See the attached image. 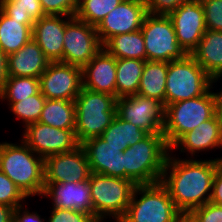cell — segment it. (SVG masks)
Listing matches in <instances>:
<instances>
[{
  "instance_id": "836d02e7",
  "label": "cell",
  "mask_w": 222,
  "mask_h": 222,
  "mask_svg": "<svg viewBox=\"0 0 222 222\" xmlns=\"http://www.w3.org/2000/svg\"><path fill=\"white\" fill-rule=\"evenodd\" d=\"M27 200L30 199H27L15 183L0 171V204L16 208Z\"/></svg>"
},
{
  "instance_id": "d6a6232c",
  "label": "cell",
  "mask_w": 222,
  "mask_h": 222,
  "mask_svg": "<svg viewBox=\"0 0 222 222\" xmlns=\"http://www.w3.org/2000/svg\"><path fill=\"white\" fill-rule=\"evenodd\" d=\"M45 102L46 98L39 91L36 95L12 103L8 109L11 110L9 112H12L16 119L21 120L22 128H25L28 124L39 121Z\"/></svg>"
},
{
  "instance_id": "44dd1931",
  "label": "cell",
  "mask_w": 222,
  "mask_h": 222,
  "mask_svg": "<svg viewBox=\"0 0 222 222\" xmlns=\"http://www.w3.org/2000/svg\"><path fill=\"white\" fill-rule=\"evenodd\" d=\"M117 59L102 48L82 67V86L88 90L116 97Z\"/></svg>"
},
{
  "instance_id": "8fae6325",
  "label": "cell",
  "mask_w": 222,
  "mask_h": 222,
  "mask_svg": "<svg viewBox=\"0 0 222 222\" xmlns=\"http://www.w3.org/2000/svg\"><path fill=\"white\" fill-rule=\"evenodd\" d=\"M61 62L83 67L103 48L96 27L75 16L66 24Z\"/></svg>"
},
{
  "instance_id": "ab89813d",
  "label": "cell",
  "mask_w": 222,
  "mask_h": 222,
  "mask_svg": "<svg viewBox=\"0 0 222 222\" xmlns=\"http://www.w3.org/2000/svg\"><path fill=\"white\" fill-rule=\"evenodd\" d=\"M25 203L15 208L13 222H47L38 211L31 212Z\"/></svg>"
},
{
  "instance_id": "cb8c5ba5",
  "label": "cell",
  "mask_w": 222,
  "mask_h": 222,
  "mask_svg": "<svg viewBox=\"0 0 222 222\" xmlns=\"http://www.w3.org/2000/svg\"><path fill=\"white\" fill-rule=\"evenodd\" d=\"M32 27L12 19L0 9V48L7 55L17 52L32 39Z\"/></svg>"
},
{
  "instance_id": "f35d334b",
  "label": "cell",
  "mask_w": 222,
  "mask_h": 222,
  "mask_svg": "<svg viewBox=\"0 0 222 222\" xmlns=\"http://www.w3.org/2000/svg\"><path fill=\"white\" fill-rule=\"evenodd\" d=\"M187 0H145L147 13L169 16Z\"/></svg>"
},
{
  "instance_id": "4316f807",
  "label": "cell",
  "mask_w": 222,
  "mask_h": 222,
  "mask_svg": "<svg viewBox=\"0 0 222 222\" xmlns=\"http://www.w3.org/2000/svg\"><path fill=\"white\" fill-rule=\"evenodd\" d=\"M145 62L139 59H117V99L137 94Z\"/></svg>"
},
{
  "instance_id": "2e32d148",
  "label": "cell",
  "mask_w": 222,
  "mask_h": 222,
  "mask_svg": "<svg viewBox=\"0 0 222 222\" xmlns=\"http://www.w3.org/2000/svg\"><path fill=\"white\" fill-rule=\"evenodd\" d=\"M87 154L80 145L67 153L54 154L44 159V182H80L91 175Z\"/></svg>"
},
{
  "instance_id": "7bdbcfd3",
  "label": "cell",
  "mask_w": 222,
  "mask_h": 222,
  "mask_svg": "<svg viewBox=\"0 0 222 222\" xmlns=\"http://www.w3.org/2000/svg\"><path fill=\"white\" fill-rule=\"evenodd\" d=\"M15 208L0 204V222H13Z\"/></svg>"
},
{
  "instance_id": "d6986e66",
  "label": "cell",
  "mask_w": 222,
  "mask_h": 222,
  "mask_svg": "<svg viewBox=\"0 0 222 222\" xmlns=\"http://www.w3.org/2000/svg\"><path fill=\"white\" fill-rule=\"evenodd\" d=\"M70 16L45 15L34 22L32 39L39 45L50 62L63 60L64 33Z\"/></svg>"
},
{
  "instance_id": "5bb4252c",
  "label": "cell",
  "mask_w": 222,
  "mask_h": 222,
  "mask_svg": "<svg viewBox=\"0 0 222 222\" xmlns=\"http://www.w3.org/2000/svg\"><path fill=\"white\" fill-rule=\"evenodd\" d=\"M146 14L145 0H123L96 27L102 46L113 36L140 30Z\"/></svg>"
},
{
  "instance_id": "4fadbf2b",
  "label": "cell",
  "mask_w": 222,
  "mask_h": 222,
  "mask_svg": "<svg viewBox=\"0 0 222 222\" xmlns=\"http://www.w3.org/2000/svg\"><path fill=\"white\" fill-rule=\"evenodd\" d=\"M40 92L46 99L75 101L82 89V68L58 62H50L39 77Z\"/></svg>"
},
{
  "instance_id": "7dc6e473",
  "label": "cell",
  "mask_w": 222,
  "mask_h": 222,
  "mask_svg": "<svg viewBox=\"0 0 222 222\" xmlns=\"http://www.w3.org/2000/svg\"><path fill=\"white\" fill-rule=\"evenodd\" d=\"M3 2H4V0H0V9L2 7Z\"/></svg>"
},
{
  "instance_id": "d590c367",
  "label": "cell",
  "mask_w": 222,
  "mask_h": 222,
  "mask_svg": "<svg viewBox=\"0 0 222 222\" xmlns=\"http://www.w3.org/2000/svg\"><path fill=\"white\" fill-rule=\"evenodd\" d=\"M45 15H61L74 17L77 0H40Z\"/></svg>"
},
{
  "instance_id": "7c38bea8",
  "label": "cell",
  "mask_w": 222,
  "mask_h": 222,
  "mask_svg": "<svg viewBox=\"0 0 222 222\" xmlns=\"http://www.w3.org/2000/svg\"><path fill=\"white\" fill-rule=\"evenodd\" d=\"M21 139L43 159L54 154L67 153L80 146L75 130H64L35 122L28 124Z\"/></svg>"
},
{
  "instance_id": "f1b7e54d",
  "label": "cell",
  "mask_w": 222,
  "mask_h": 222,
  "mask_svg": "<svg viewBox=\"0 0 222 222\" xmlns=\"http://www.w3.org/2000/svg\"><path fill=\"white\" fill-rule=\"evenodd\" d=\"M149 133L140 127L122 120L117 114L111 124L100 136L105 142L113 147H120L124 150L144 139Z\"/></svg>"
},
{
  "instance_id": "4dcf8cb0",
  "label": "cell",
  "mask_w": 222,
  "mask_h": 222,
  "mask_svg": "<svg viewBox=\"0 0 222 222\" xmlns=\"http://www.w3.org/2000/svg\"><path fill=\"white\" fill-rule=\"evenodd\" d=\"M123 0H77L75 17L94 27Z\"/></svg>"
},
{
  "instance_id": "e0dca14e",
  "label": "cell",
  "mask_w": 222,
  "mask_h": 222,
  "mask_svg": "<svg viewBox=\"0 0 222 222\" xmlns=\"http://www.w3.org/2000/svg\"><path fill=\"white\" fill-rule=\"evenodd\" d=\"M217 149H222V118L215 114L211 119L200 123L194 130L183 134L170 147V153H175V151L178 153L179 150L176 157L185 153L187 156L185 158H200L199 153L202 155V152Z\"/></svg>"
},
{
  "instance_id": "ba28073f",
  "label": "cell",
  "mask_w": 222,
  "mask_h": 222,
  "mask_svg": "<svg viewBox=\"0 0 222 222\" xmlns=\"http://www.w3.org/2000/svg\"><path fill=\"white\" fill-rule=\"evenodd\" d=\"M210 80L211 77L191 55L168 62L165 107L206 94L210 90Z\"/></svg>"
},
{
  "instance_id": "7a4b0ae2",
  "label": "cell",
  "mask_w": 222,
  "mask_h": 222,
  "mask_svg": "<svg viewBox=\"0 0 222 222\" xmlns=\"http://www.w3.org/2000/svg\"><path fill=\"white\" fill-rule=\"evenodd\" d=\"M20 143L0 142V171L8 176L29 199L44 190V159L22 139Z\"/></svg>"
},
{
  "instance_id": "8992f818",
  "label": "cell",
  "mask_w": 222,
  "mask_h": 222,
  "mask_svg": "<svg viewBox=\"0 0 222 222\" xmlns=\"http://www.w3.org/2000/svg\"><path fill=\"white\" fill-rule=\"evenodd\" d=\"M89 185L96 222H105L108 218L119 222L124 217L137 186L132 180L98 173H91Z\"/></svg>"
},
{
  "instance_id": "8d00e7d4",
  "label": "cell",
  "mask_w": 222,
  "mask_h": 222,
  "mask_svg": "<svg viewBox=\"0 0 222 222\" xmlns=\"http://www.w3.org/2000/svg\"><path fill=\"white\" fill-rule=\"evenodd\" d=\"M187 217L192 222H222V205L207 202L195 208Z\"/></svg>"
},
{
  "instance_id": "ac0fdd59",
  "label": "cell",
  "mask_w": 222,
  "mask_h": 222,
  "mask_svg": "<svg viewBox=\"0 0 222 222\" xmlns=\"http://www.w3.org/2000/svg\"><path fill=\"white\" fill-rule=\"evenodd\" d=\"M44 185L40 199L44 197L51 200L52 208L76 210L95 220L89 179L80 182H44Z\"/></svg>"
},
{
  "instance_id": "bcb514c9",
  "label": "cell",
  "mask_w": 222,
  "mask_h": 222,
  "mask_svg": "<svg viewBox=\"0 0 222 222\" xmlns=\"http://www.w3.org/2000/svg\"><path fill=\"white\" fill-rule=\"evenodd\" d=\"M198 3H202V2H205L207 0H196Z\"/></svg>"
},
{
  "instance_id": "1f68e13d",
  "label": "cell",
  "mask_w": 222,
  "mask_h": 222,
  "mask_svg": "<svg viewBox=\"0 0 222 222\" xmlns=\"http://www.w3.org/2000/svg\"><path fill=\"white\" fill-rule=\"evenodd\" d=\"M1 10L26 25H34L35 21L45 16L40 0H4Z\"/></svg>"
},
{
  "instance_id": "60d3db41",
  "label": "cell",
  "mask_w": 222,
  "mask_h": 222,
  "mask_svg": "<svg viewBox=\"0 0 222 222\" xmlns=\"http://www.w3.org/2000/svg\"><path fill=\"white\" fill-rule=\"evenodd\" d=\"M209 202L222 205V161L216 167Z\"/></svg>"
},
{
  "instance_id": "6da1fadb",
  "label": "cell",
  "mask_w": 222,
  "mask_h": 222,
  "mask_svg": "<svg viewBox=\"0 0 222 222\" xmlns=\"http://www.w3.org/2000/svg\"><path fill=\"white\" fill-rule=\"evenodd\" d=\"M176 153L167 156L161 183L184 215L209 202L216 167L222 156L211 159L180 158Z\"/></svg>"
},
{
  "instance_id": "7402d4cb",
  "label": "cell",
  "mask_w": 222,
  "mask_h": 222,
  "mask_svg": "<svg viewBox=\"0 0 222 222\" xmlns=\"http://www.w3.org/2000/svg\"><path fill=\"white\" fill-rule=\"evenodd\" d=\"M211 77L210 89L222 79V31L206 30L190 54Z\"/></svg>"
},
{
  "instance_id": "d4e9b609",
  "label": "cell",
  "mask_w": 222,
  "mask_h": 222,
  "mask_svg": "<svg viewBox=\"0 0 222 222\" xmlns=\"http://www.w3.org/2000/svg\"><path fill=\"white\" fill-rule=\"evenodd\" d=\"M168 62L146 60L137 94L155 98L165 106Z\"/></svg>"
},
{
  "instance_id": "277c9868",
  "label": "cell",
  "mask_w": 222,
  "mask_h": 222,
  "mask_svg": "<svg viewBox=\"0 0 222 222\" xmlns=\"http://www.w3.org/2000/svg\"><path fill=\"white\" fill-rule=\"evenodd\" d=\"M184 215L161 182L137 185L119 222H180Z\"/></svg>"
},
{
  "instance_id": "f6af8a7d",
  "label": "cell",
  "mask_w": 222,
  "mask_h": 222,
  "mask_svg": "<svg viewBox=\"0 0 222 222\" xmlns=\"http://www.w3.org/2000/svg\"><path fill=\"white\" fill-rule=\"evenodd\" d=\"M180 222H192L187 216H184Z\"/></svg>"
},
{
  "instance_id": "484cf974",
  "label": "cell",
  "mask_w": 222,
  "mask_h": 222,
  "mask_svg": "<svg viewBox=\"0 0 222 222\" xmlns=\"http://www.w3.org/2000/svg\"><path fill=\"white\" fill-rule=\"evenodd\" d=\"M103 48L116 59H139L146 61V49L142 31L111 37Z\"/></svg>"
},
{
  "instance_id": "9c48e42d",
  "label": "cell",
  "mask_w": 222,
  "mask_h": 222,
  "mask_svg": "<svg viewBox=\"0 0 222 222\" xmlns=\"http://www.w3.org/2000/svg\"><path fill=\"white\" fill-rule=\"evenodd\" d=\"M141 31L145 42L146 60L171 62L183 59L187 55L176 39L169 16L147 13Z\"/></svg>"
},
{
  "instance_id": "52a82bcc",
  "label": "cell",
  "mask_w": 222,
  "mask_h": 222,
  "mask_svg": "<svg viewBox=\"0 0 222 222\" xmlns=\"http://www.w3.org/2000/svg\"><path fill=\"white\" fill-rule=\"evenodd\" d=\"M216 114L212 89L206 94L165 107L163 135L170 148L183 134Z\"/></svg>"
},
{
  "instance_id": "9a60e30c",
  "label": "cell",
  "mask_w": 222,
  "mask_h": 222,
  "mask_svg": "<svg viewBox=\"0 0 222 222\" xmlns=\"http://www.w3.org/2000/svg\"><path fill=\"white\" fill-rule=\"evenodd\" d=\"M169 17L172 20L180 47L187 55H190L206 32L202 4L196 0H187L173 11Z\"/></svg>"
},
{
  "instance_id": "f546056e",
  "label": "cell",
  "mask_w": 222,
  "mask_h": 222,
  "mask_svg": "<svg viewBox=\"0 0 222 222\" xmlns=\"http://www.w3.org/2000/svg\"><path fill=\"white\" fill-rule=\"evenodd\" d=\"M39 91V78L8 77L5 87L0 94V102L2 101V104L6 102L10 106L14 102L36 95Z\"/></svg>"
},
{
  "instance_id": "3957f363",
  "label": "cell",
  "mask_w": 222,
  "mask_h": 222,
  "mask_svg": "<svg viewBox=\"0 0 222 222\" xmlns=\"http://www.w3.org/2000/svg\"><path fill=\"white\" fill-rule=\"evenodd\" d=\"M169 152L163 133L148 134L123 151L125 179L136 185L160 182Z\"/></svg>"
},
{
  "instance_id": "e575fe53",
  "label": "cell",
  "mask_w": 222,
  "mask_h": 222,
  "mask_svg": "<svg viewBox=\"0 0 222 222\" xmlns=\"http://www.w3.org/2000/svg\"><path fill=\"white\" fill-rule=\"evenodd\" d=\"M206 30L222 31V0L202 2Z\"/></svg>"
},
{
  "instance_id": "ffe728a7",
  "label": "cell",
  "mask_w": 222,
  "mask_h": 222,
  "mask_svg": "<svg viewBox=\"0 0 222 222\" xmlns=\"http://www.w3.org/2000/svg\"><path fill=\"white\" fill-rule=\"evenodd\" d=\"M81 146L92 173L125 179L123 148L109 145L100 136L86 140Z\"/></svg>"
},
{
  "instance_id": "b9f144b4",
  "label": "cell",
  "mask_w": 222,
  "mask_h": 222,
  "mask_svg": "<svg viewBox=\"0 0 222 222\" xmlns=\"http://www.w3.org/2000/svg\"><path fill=\"white\" fill-rule=\"evenodd\" d=\"M8 77V55L0 48V94Z\"/></svg>"
},
{
  "instance_id": "74e56055",
  "label": "cell",
  "mask_w": 222,
  "mask_h": 222,
  "mask_svg": "<svg viewBox=\"0 0 222 222\" xmlns=\"http://www.w3.org/2000/svg\"><path fill=\"white\" fill-rule=\"evenodd\" d=\"M47 222H96L90 215L72 209L51 208Z\"/></svg>"
},
{
  "instance_id": "30bf717a",
  "label": "cell",
  "mask_w": 222,
  "mask_h": 222,
  "mask_svg": "<svg viewBox=\"0 0 222 222\" xmlns=\"http://www.w3.org/2000/svg\"><path fill=\"white\" fill-rule=\"evenodd\" d=\"M116 114L149 134L162 133L165 119L164 104L155 99L135 94L118 98Z\"/></svg>"
},
{
  "instance_id": "5b68a950",
  "label": "cell",
  "mask_w": 222,
  "mask_h": 222,
  "mask_svg": "<svg viewBox=\"0 0 222 222\" xmlns=\"http://www.w3.org/2000/svg\"><path fill=\"white\" fill-rule=\"evenodd\" d=\"M116 101L110 94L82 87L75 99V135L80 145L103 134L116 116Z\"/></svg>"
},
{
  "instance_id": "603a6c76",
  "label": "cell",
  "mask_w": 222,
  "mask_h": 222,
  "mask_svg": "<svg viewBox=\"0 0 222 222\" xmlns=\"http://www.w3.org/2000/svg\"><path fill=\"white\" fill-rule=\"evenodd\" d=\"M49 64L50 60L31 39L17 52L8 55V76L39 78Z\"/></svg>"
},
{
  "instance_id": "83f0119b",
  "label": "cell",
  "mask_w": 222,
  "mask_h": 222,
  "mask_svg": "<svg viewBox=\"0 0 222 222\" xmlns=\"http://www.w3.org/2000/svg\"><path fill=\"white\" fill-rule=\"evenodd\" d=\"M75 101L46 99L38 122L64 130H75Z\"/></svg>"
},
{
  "instance_id": "ee69618b",
  "label": "cell",
  "mask_w": 222,
  "mask_h": 222,
  "mask_svg": "<svg viewBox=\"0 0 222 222\" xmlns=\"http://www.w3.org/2000/svg\"><path fill=\"white\" fill-rule=\"evenodd\" d=\"M212 90V94L214 97V103H215V111L218 116L222 118V87L219 88V90Z\"/></svg>"
}]
</instances>
